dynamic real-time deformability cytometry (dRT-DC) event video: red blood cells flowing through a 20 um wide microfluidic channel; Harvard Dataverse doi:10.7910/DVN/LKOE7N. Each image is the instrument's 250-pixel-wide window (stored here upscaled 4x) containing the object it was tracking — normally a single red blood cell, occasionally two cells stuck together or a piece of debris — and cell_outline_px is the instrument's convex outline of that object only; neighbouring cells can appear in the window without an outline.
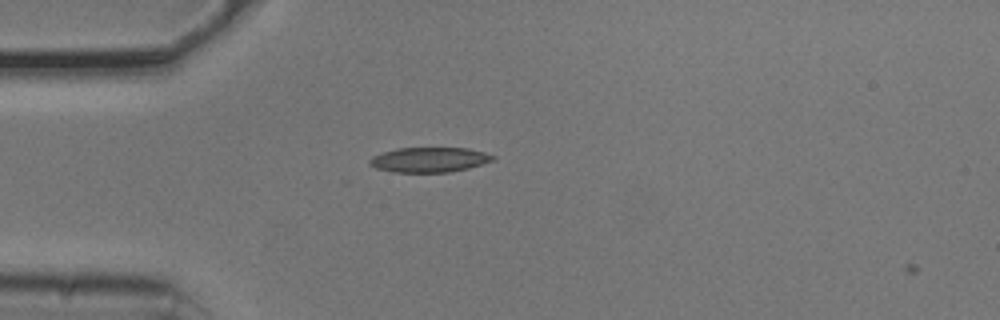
{"species": "common noctule bat (a hibernating species)", "species_latin": "Nyctalus noctula", "temperature_condition": "cold", "stored_images_in_passage": 4, "camera_frame_rate_fps": 3000, "um_per_image_px": 0.085, "animal": {"sex": "male", "body_mass_g": 20.5, "forearm_length_mm": 52.5}, "frame": {"image": 1, "passage_image": 3, "time_ms": 0.667, "image_size_px": [1000, 320], "cell_outline_px": [[496, 156], [492, 160], [468, 168], [448, 172], [392, 172], [376, 168], [368, 164], [368, 160], [372, 156], [396, 148], [468, 148], [484, 152]], "centroid_in_image_um": [36.45, 13.57], "position_along_channel_um": 48.6, "area_um2": 17.8}}